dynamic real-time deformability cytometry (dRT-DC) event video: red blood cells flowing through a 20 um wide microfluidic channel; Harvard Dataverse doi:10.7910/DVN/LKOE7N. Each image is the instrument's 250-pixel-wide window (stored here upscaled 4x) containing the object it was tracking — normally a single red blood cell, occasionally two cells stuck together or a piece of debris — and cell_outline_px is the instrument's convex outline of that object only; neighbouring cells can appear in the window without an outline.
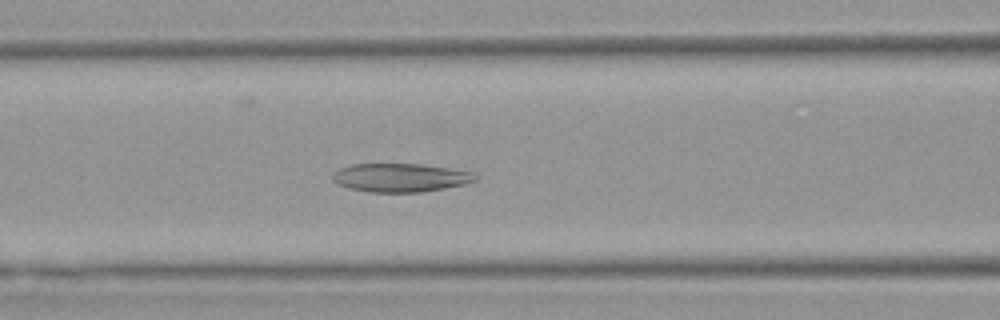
{"species": "Egyptian fruit bat (a non-hibernating species)", "species_latin": "Rousettus aegyptiacus", "temperature_condition": "warm", "stored_images_in_passage": 53, "camera_frame_rate_fps": 3000, "um_per_image_px": 0.085, "animal": {"sex": "female"}, "frame": {"image": 1, "passage_image": 22, "time_ms": 7.0, "image_size_px": [1000, 320], "cell_outline_px": [[476, 180], [464, 184], [444, 188], [420, 192], [368, 192], [348, 188], [336, 184], [332, 180], [332, 176], [340, 168], [352, 164], [420, 164], [472, 172], [476, 176]], "centroid_in_image_um": [33.98, 15.1], "position_along_channel_um": 132.6, "area_um2": 23.52}}
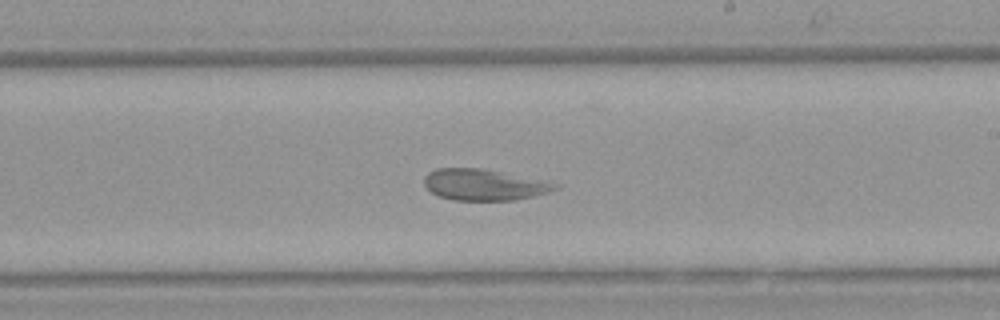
{"frame": {"image": 2, "passage_image": 31, "time_ms": 10.0, "image_size_px": [1000, 320], "cell_outline_px": [[560, 188], [548, 192], [516, 200], [452, 200], [440, 196], [432, 192], [424, 184], [424, 176], [428, 172], [436, 168], [484, 168], [544, 180], [560, 184]], "centroid_in_image_um": [41.16, 15.69], "position_along_channel_um": 247.8, "area_um2": 23.93}}
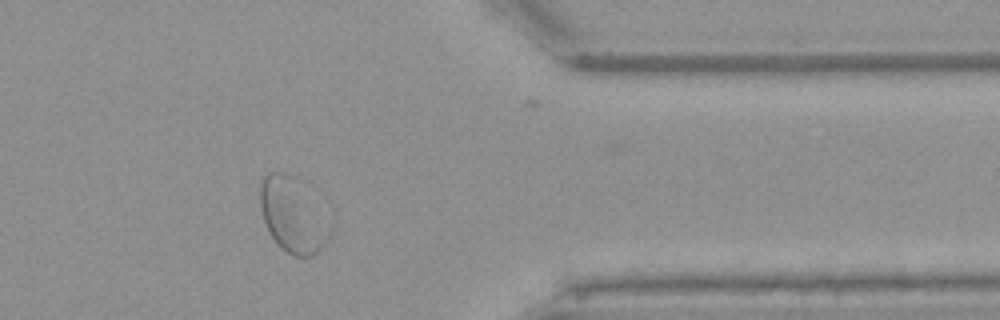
{"frame": {"image": 3, "passage_image": 43, "time_ms": 14.0, "image_size_px": [1000, 320], "cell_outline_px": [[328, 240], [312, 256], [296, 256], [280, 248], [272, 236], [264, 220], [260, 208], [260, 180], [268, 172], [288, 172], [308, 180], [320, 188], [324, 192], [328, 236]], "centroid_in_image_um": [24.99, 18.08], "position_along_channel_um": 386.4, "area_um2": 32.66}}